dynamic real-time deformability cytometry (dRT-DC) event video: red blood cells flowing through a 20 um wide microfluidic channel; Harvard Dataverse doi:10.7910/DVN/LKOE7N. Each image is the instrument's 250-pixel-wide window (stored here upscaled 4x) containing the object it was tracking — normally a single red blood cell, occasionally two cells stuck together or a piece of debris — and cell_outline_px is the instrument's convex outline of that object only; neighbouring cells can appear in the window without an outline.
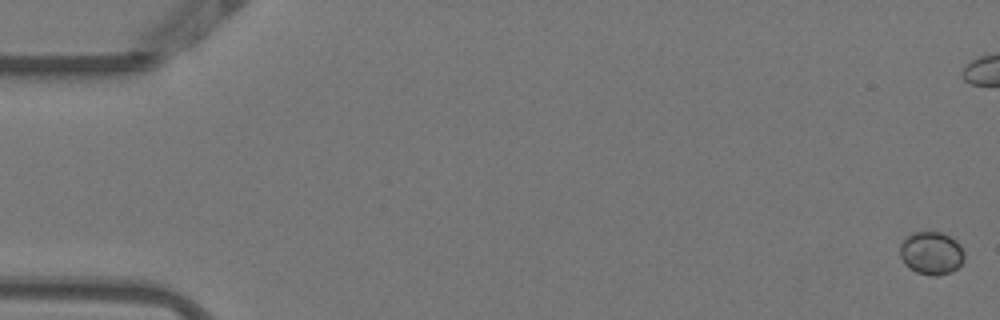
{"species": "Egyptian fruit bat (a non-hibernating species)", "species_latin": "Rousettus aegyptiacus", "temperature_condition": "warm", "stored_images_in_passage": 55, "camera_frame_rate_fps": 3000, "um_per_image_px": 0.085, "animal": {"sex": "female"}, "frame": {"image": 1, "passage_image": 1, "time_ms": 0.0, "image_size_px": [1000, 320], "cell_outline_px": [[964, 260], [952, 272], [936, 276], [932, 276], [916, 272], [904, 264], [900, 256], [900, 244], [912, 232], [944, 232], [956, 240], [960, 244], [964, 252]], "centroid_in_image_um": [79.18, 21.51], "position_along_channel_um": 5.8, "area_um2": 16.24}}
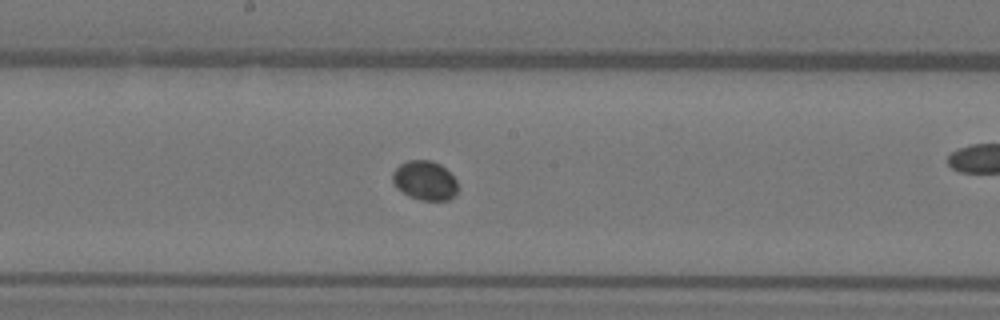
{"frame": {"image": 2, "passage_image": 29, "time_ms": 9.333, "image_size_px": [1000, 320], "cell_outline_px": [[456, 192], [448, 200], [420, 200], [408, 196], [396, 188], [392, 180], [392, 172], [400, 164], [408, 160], [432, 160], [440, 164], [456, 180]], "centroid_in_image_um": [36.06, 15.34], "position_along_channel_um": 212.1, "area_um2": 14.85}}
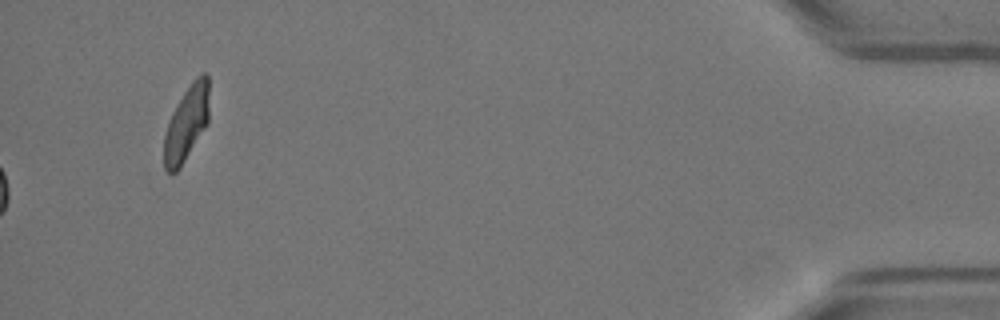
{"frame": {"image": 3, "passage_image": 55, "time_ms": 18.0, "image_size_px": [1000, 320], "cell_outline_px": [[208, 124], [180, 168], [176, 172], [168, 172], [164, 168], [164, 136], [172, 112], [176, 104], [192, 80], [200, 72], [208, 72]], "centroid_in_image_um": [15.86, 10.46], "position_along_channel_um": 419.3, "area_um2": 19.83}}